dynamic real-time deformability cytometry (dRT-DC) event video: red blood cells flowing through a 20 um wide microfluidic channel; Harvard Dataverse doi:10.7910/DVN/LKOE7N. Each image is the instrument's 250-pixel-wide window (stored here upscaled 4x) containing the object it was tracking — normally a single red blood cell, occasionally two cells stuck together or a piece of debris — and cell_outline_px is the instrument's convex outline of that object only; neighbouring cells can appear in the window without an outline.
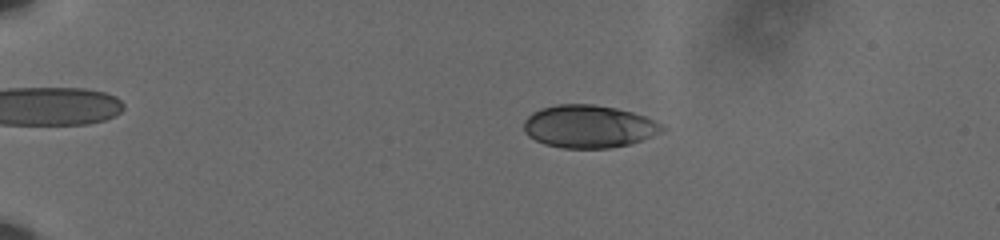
{"species": "human", "species_latin": "Homo sapiens", "temperature_condition": "cold", "stored_images_in_passage": 48, "camera_frame_rate_fps": 3000, "um_per_image_px": 0.085, "donor": {"sex": "male"}, "frame": {"image": 1, "passage_image": 2, "time_ms": 0.333, "image_size_px": [1000, 240], "cell_outline_px": [[664, 128], [660, 132], [652, 136], [628, 144], [612, 148], [564, 148], [544, 144], [528, 136], [524, 132], [524, 120], [532, 112], [540, 108], [556, 104], [592, 104], [616, 108], [632, 112], [644, 116], [660, 124]], "centroid_in_image_um": [49.99, 10.74], "position_along_channel_um": 35.0, "area_um2": 34.28}}
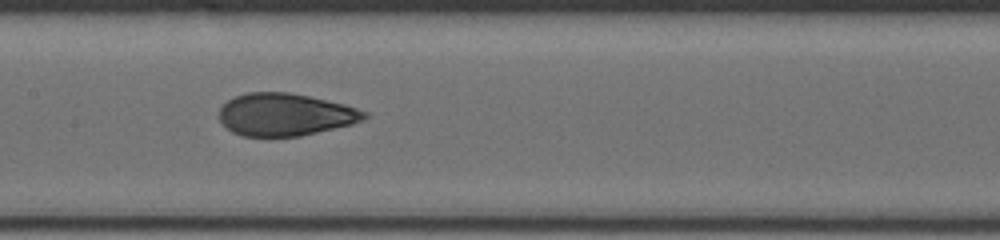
{"frame": {"image": 2, "passage_image": 21, "time_ms": 6.667, "image_size_px": [1000, 240], "cell_outline_px": [[368, 116], [364, 120], [352, 124], [300, 136], [240, 136], [232, 132], [220, 120], [220, 108], [228, 100], [236, 96], [248, 92], [288, 92], [308, 96], [344, 104], [368, 112]], "centroid_in_image_um": [24.25, 9.74], "position_along_channel_um": 183.1, "area_um2": 35.72}}
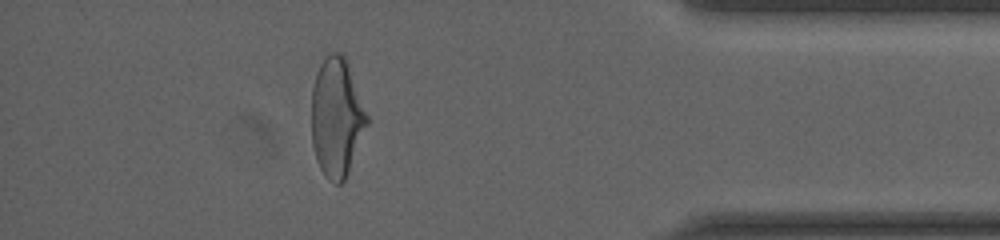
{"frame": {"image": 3, "passage_image": 42, "time_ms": 13.667, "image_size_px": [1000, 240], "cell_outline_px": [[368, 124], [348, 172], [344, 180], [340, 184], [336, 184], [328, 180], [324, 176], [316, 160], [312, 144], [312, 88], [316, 72], [320, 64], [332, 52], [340, 52], [344, 56], [348, 64], [368, 116]], "centroid_in_image_um": [28.6, 10.01], "position_along_channel_um": 406.6, "area_um2": 38.21}, "authors_computed_cell_mechanics": {"area_um2": 36.3851, "velocity_mm_per_s": 3.6164, "shape_relaxation_time_tau1_ms": 8.2665, "shape_relaxation_time_tau2_ms": 1.032, "deformation_change_tau1": 0.2173, "deformation_change_tau2": 0.0698}}